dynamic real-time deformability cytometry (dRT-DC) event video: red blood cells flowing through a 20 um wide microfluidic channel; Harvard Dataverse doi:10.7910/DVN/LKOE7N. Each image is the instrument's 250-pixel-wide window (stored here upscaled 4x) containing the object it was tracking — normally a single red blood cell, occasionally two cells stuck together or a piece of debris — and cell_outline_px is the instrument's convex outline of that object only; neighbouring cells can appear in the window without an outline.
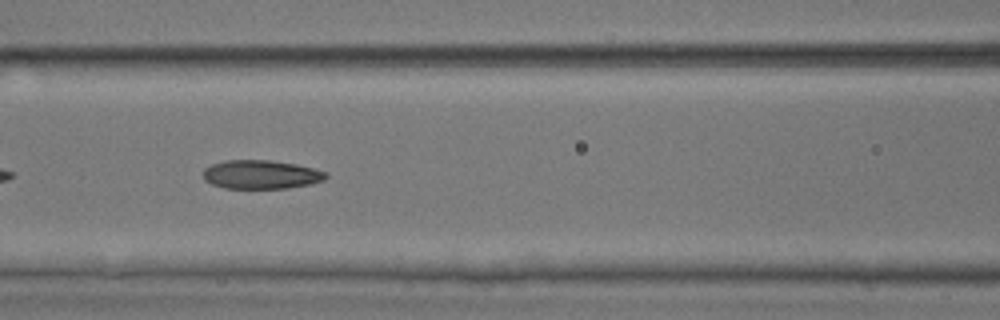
{"species": "common noctule bat (a hibernating species)", "species_latin": "Nyctalus noctula", "temperature_condition": "room temperature", "stored_images_in_passage": 34, "camera_frame_rate_fps": 3000, "um_per_image_px": 0.085, "animal": {"sex": "male", "body_mass_g": 17.9, "forearm_length_mm": 54.2}, "frame": {"image": 1, "passage_image": 6, "time_ms": 1.667, "image_size_px": [1000, 320], "cell_outline_px": [[328, 176], [324, 180], [312, 184], [288, 188], [224, 188], [212, 184], [204, 180], [204, 168], [212, 164], [224, 160], [268, 160], [296, 164], [312, 168], [324, 172]], "centroid_in_image_um": [22.17, 14.83], "position_along_channel_um": 144.4, "area_um2": 20.52}}
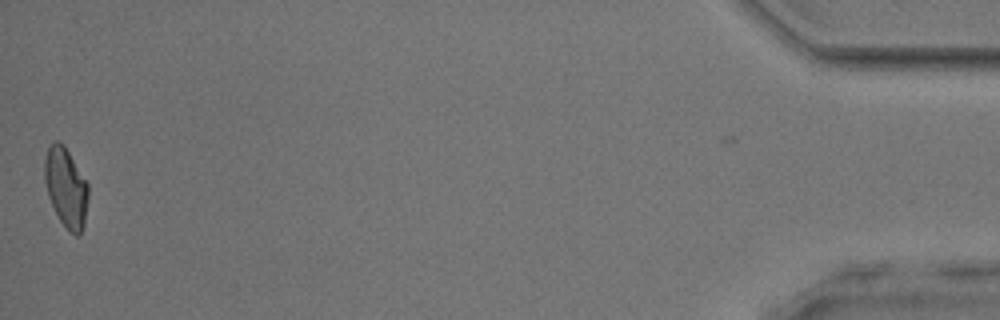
{"frame": {"image": 2, "passage_image": 34, "time_ms": 11.0, "image_size_px": [1000, 320], "cell_outline_px": [[88, 200], [84, 224], [80, 232], [76, 236], [68, 232], [60, 220], [48, 196], [44, 180], [44, 160], [48, 144], [56, 140], [64, 144], [88, 184]], "centroid_in_image_um": [5.59, 15.91], "position_along_channel_um": 429.6, "area_um2": 20.29}}